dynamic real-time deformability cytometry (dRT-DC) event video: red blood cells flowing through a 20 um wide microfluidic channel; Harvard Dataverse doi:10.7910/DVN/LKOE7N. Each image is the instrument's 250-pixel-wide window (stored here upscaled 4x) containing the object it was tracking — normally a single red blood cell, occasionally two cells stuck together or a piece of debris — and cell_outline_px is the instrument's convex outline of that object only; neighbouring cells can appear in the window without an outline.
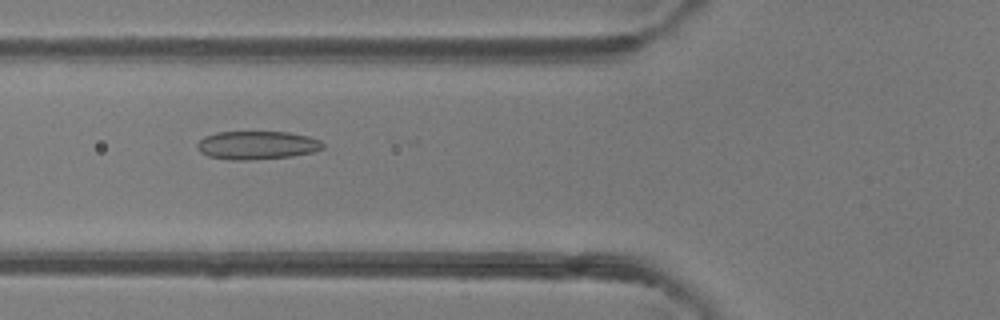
{"species": "common noctule bat (a hibernating species)", "species_latin": "Nyctalus noctula", "temperature_condition": "room temperature", "stored_images_in_passage": 46, "camera_frame_rate_fps": 3000, "um_per_image_px": 0.085, "animal": {"sex": "female"}, "frame": {"image": 1, "passage_image": 18, "time_ms": 5.667, "image_size_px": [1000, 320], "cell_outline_px": [[324, 148], [312, 152], [292, 156], [248, 160], [228, 160], [208, 156], [200, 152], [196, 148], [196, 144], [204, 136], [216, 132], [288, 132], [308, 136], [320, 140], [324, 144]], "centroid_in_image_um": [21.82, 12.34], "position_along_channel_um": 104.0, "area_um2": 20.87}}
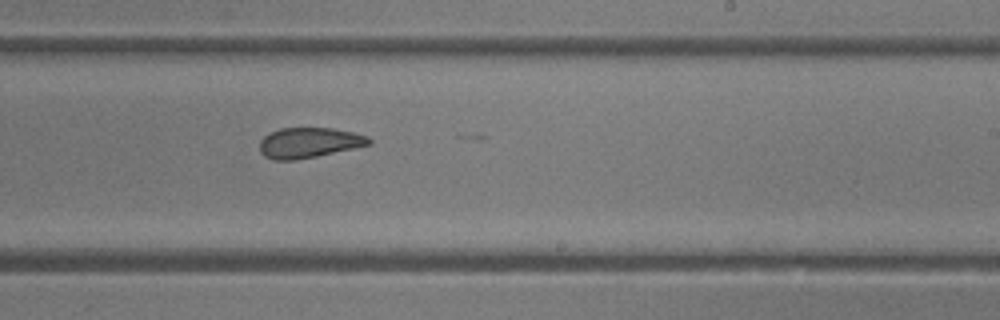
{"frame": {"image": 2, "passage_image": 29, "time_ms": 9.333, "image_size_px": [1000, 320], "cell_outline_px": [[372, 144], [316, 156], [296, 160], [272, 160], [264, 156], [260, 152], [260, 140], [268, 132], [280, 128], [332, 128], [352, 132], [368, 136], [372, 140]], "centroid_in_image_um": [26.24, 12.13], "position_along_channel_um": 262.8, "area_um2": 19.36}}
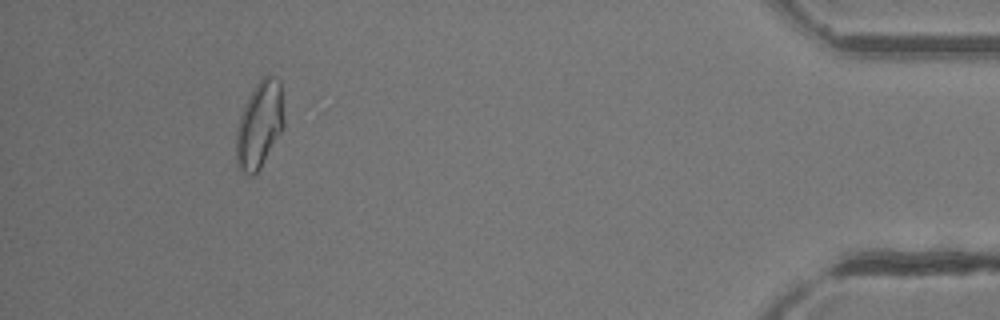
{"frame": {"image": 3, "passage_image": 44, "time_ms": 14.333, "image_size_px": [1000, 320], "cell_outline_px": [[284, 128], [260, 168], [252, 176], [248, 176], [240, 172], [236, 168], [236, 128], [244, 104], [248, 96], [256, 84], [264, 76], [272, 76], [280, 80], [284, 120]], "centroid_in_image_um": [22.03, 10.65], "position_along_channel_um": 413.2, "area_um2": 24.45}, "authors_computed_cell_mechanics": {"area_um2": 21.4727, "velocity_mm_per_s": 4.3292, "shape_relaxation_time_tau1_ms": null, "shape_relaxation_time_tau2_ms": 2.3186, "deformation_change_tau1": null, "deformation_change_tau2": 0.0908}}